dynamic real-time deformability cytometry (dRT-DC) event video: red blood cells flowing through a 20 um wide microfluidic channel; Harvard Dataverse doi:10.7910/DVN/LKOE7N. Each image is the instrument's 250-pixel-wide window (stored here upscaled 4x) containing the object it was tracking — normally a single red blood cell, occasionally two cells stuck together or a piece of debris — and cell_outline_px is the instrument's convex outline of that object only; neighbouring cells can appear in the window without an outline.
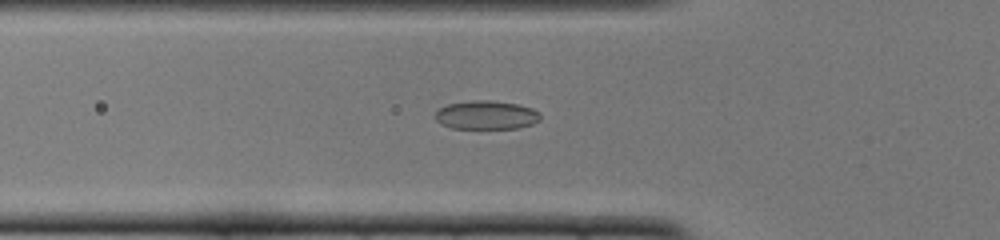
{"species": "common noctule bat (a hibernating species)", "species_latin": "Nyctalus noctula", "temperature_condition": "cold", "stored_images_in_passage": 41, "camera_frame_rate_fps": 3000, "um_per_image_px": 0.085, "animal": {"sex": "female", "body_mass_g": 22.0, "forearm_length_mm": 56.7}, "frame": {"image": 1, "passage_image": 7, "time_ms": 2.0, "image_size_px": [1000, 240], "cell_outline_px": [[540, 120], [532, 124], [520, 128], [452, 128], [440, 124], [436, 120], [436, 112], [440, 108], [448, 104], [472, 100], [492, 100], [516, 104], [532, 108], [540, 112]], "centroid_in_image_um": [41.35, 9.78], "position_along_channel_um": 84.4, "area_um2": 17.57}}
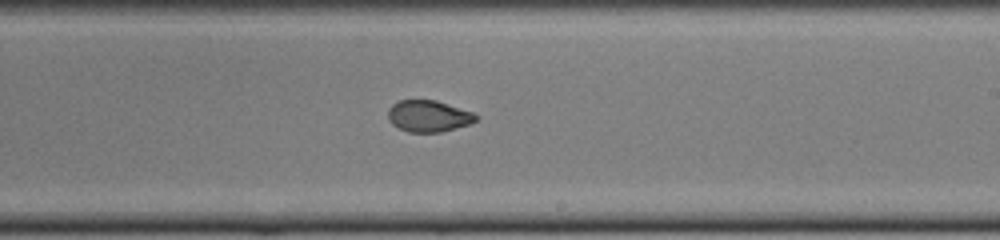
{"frame": {"image": 2, "passage_image": 20, "time_ms": 6.333, "image_size_px": [1000, 240], "cell_outline_px": [[480, 116], [476, 120], [468, 124], [440, 132], [408, 132], [392, 124], [388, 120], [388, 108], [392, 104], [400, 100], [436, 100], [472, 112]], "centroid_in_image_um": [36.4, 9.86], "position_along_channel_um": 252.6, "area_um2": 16.07}}
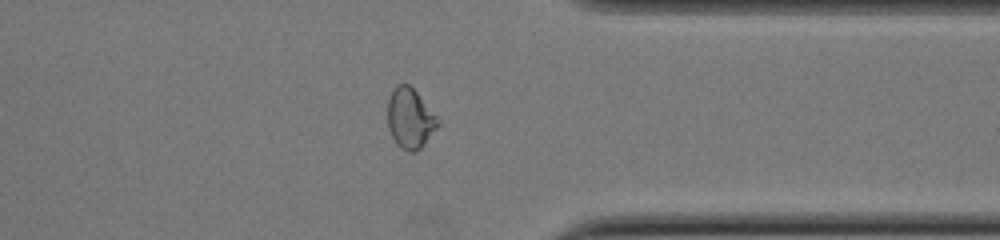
{"frame": {"image": 3, "passage_image": 30, "time_ms": 9.667, "image_size_px": [1000, 240], "cell_outline_px": [[440, 124], [424, 144], [416, 152], [408, 152], [400, 148], [396, 144], [388, 128], [388, 96], [392, 88], [396, 84], [408, 84], [416, 92], [436, 116]], "centroid_in_image_um": [34.82, 10.07], "position_along_channel_um": 376.6, "area_um2": 17.57}, "authors_computed_cell_mechanics": {"area_um2": 17.5712, "velocity_mm_per_s": 3.8813, "shape_relaxation_time_tau1_ms": 6.7607, "shape_relaxation_time_tau2_ms": 1.4048, "deformation_change_tau1": 0.1682, "deformation_change_tau2": 0.0442}}